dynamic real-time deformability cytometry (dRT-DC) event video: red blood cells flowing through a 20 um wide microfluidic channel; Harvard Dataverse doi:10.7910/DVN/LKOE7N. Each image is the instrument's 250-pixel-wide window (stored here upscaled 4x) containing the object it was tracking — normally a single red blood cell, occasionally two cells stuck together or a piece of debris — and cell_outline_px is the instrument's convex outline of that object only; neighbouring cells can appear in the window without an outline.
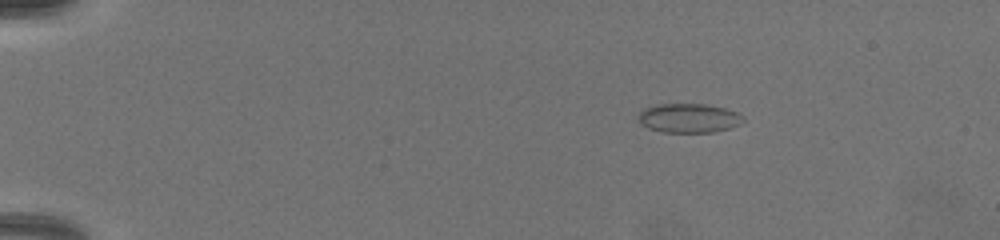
{"species": "common noctule bat (a hibernating species)", "species_latin": "Nyctalus noctula", "temperature_condition": "warm", "stored_images_in_passage": 29, "camera_frame_rate_fps": 3000, "um_per_image_px": 0.085, "animal": {"sex": "female", "body_mass_g": 19.5, "forearm_length_mm": 54.1}, "frame": {"image": 1, "passage_image": 1, "time_ms": 0.0, "image_size_px": [1000, 240], "cell_outline_px": [[744, 120], [740, 124], [728, 128], [712, 132], [664, 132], [648, 128], [640, 124], [636, 116], [644, 108], [656, 104], [704, 104], [724, 108], [736, 112], [744, 116]], "centroid_in_image_um": [58.5, 10.03], "position_along_channel_um": 26.5, "area_um2": 17.86}}
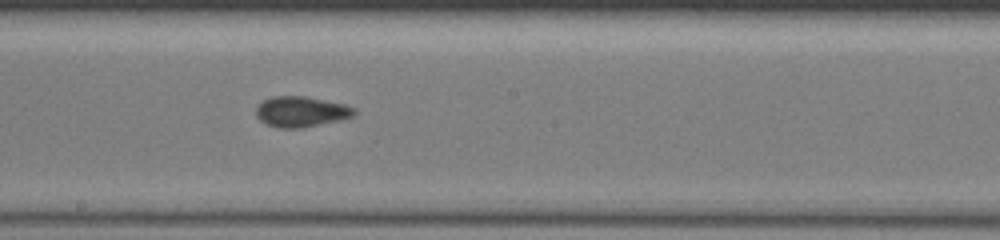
{"frame": {"image": 2, "passage_image": 17, "time_ms": 7.333, "image_size_px": [1000, 240], "cell_outline_px": [[356, 112], [352, 116], [340, 120], [300, 128], [280, 128], [268, 124], [260, 120], [256, 116], [256, 108], [264, 100], [272, 96], [304, 96], [344, 104], [356, 108]], "centroid_in_image_um": [25.59, 9.49], "position_along_channel_um": 222.6, "area_um2": 17.28}}
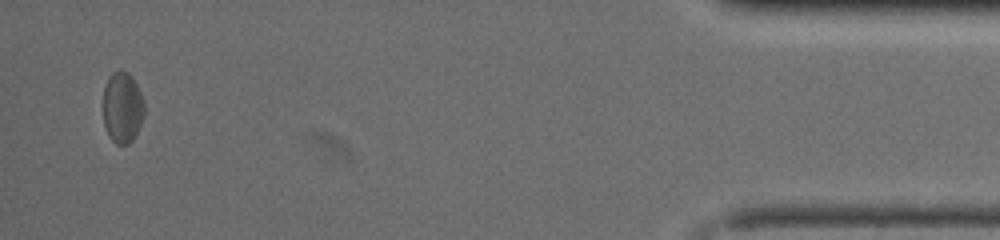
{"frame": {"image": 3, "passage_image": 29, "time_ms": 14.0, "image_size_px": [1000, 240], "cell_outline_px": [[144, 116], [132, 140], [128, 144], [116, 144], [108, 136], [104, 124], [104, 88], [108, 76], [112, 72], [128, 72], [132, 76], [144, 100]], "centroid_in_image_um": [10.4, 9.14], "position_along_channel_um": 424.8, "area_um2": 16.94}, "authors_computed_cell_mechanics": {"area_um2": 16.762, "velocity_mm_per_s": 4.0949, "shape_relaxation_time_tau1_ms": null, "shape_relaxation_time_tau2_ms": 3.0057, "deformation_change_tau1": null, "deformation_change_tau2": 0.0938}}